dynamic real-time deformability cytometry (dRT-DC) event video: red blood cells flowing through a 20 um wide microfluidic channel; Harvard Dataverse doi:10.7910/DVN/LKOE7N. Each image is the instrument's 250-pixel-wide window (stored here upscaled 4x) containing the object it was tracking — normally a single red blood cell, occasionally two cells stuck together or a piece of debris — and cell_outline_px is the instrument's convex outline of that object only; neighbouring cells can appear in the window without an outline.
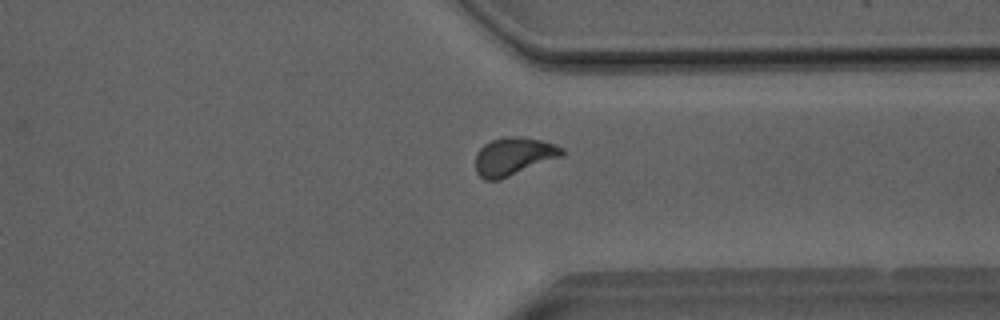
{"species": "Egyptian fruit bat (a non-hibernating species)", "species_latin": "Rousettus aegyptiacus", "temperature_condition": "room temperature", "stored_images_in_passage": 42, "camera_frame_rate_fps": 3000, "um_per_image_px": 0.085, "animal": {"sex": "male"}, "frame": {"image": 1, "passage_image": 30, "time_ms": 9.667, "image_size_px": [1000, 320], "cell_outline_px": [[564, 156], [500, 180], [484, 180], [476, 172], [476, 152], [484, 144], [492, 140], [508, 136], [520, 136], [540, 140], [556, 144], [564, 148]], "centroid_in_image_um": [43.68, 13.29], "position_along_channel_um": 367.7, "area_um2": 19.36}}
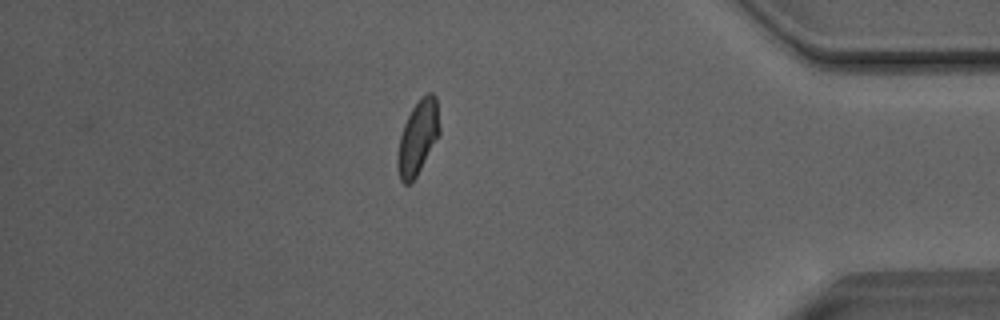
{"frame": {"image": 2, "passage_image": 35, "time_ms": 11.333, "image_size_px": [1000, 320], "cell_outline_px": [[440, 132], [416, 176], [408, 184], [404, 184], [400, 180], [396, 168], [396, 156], [400, 136], [404, 124], [412, 108], [420, 96], [428, 92], [432, 92], [436, 96], [440, 128]], "centroid_in_image_um": [35.49, 11.66], "position_along_channel_um": 399.7, "area_um2": 18.09}}
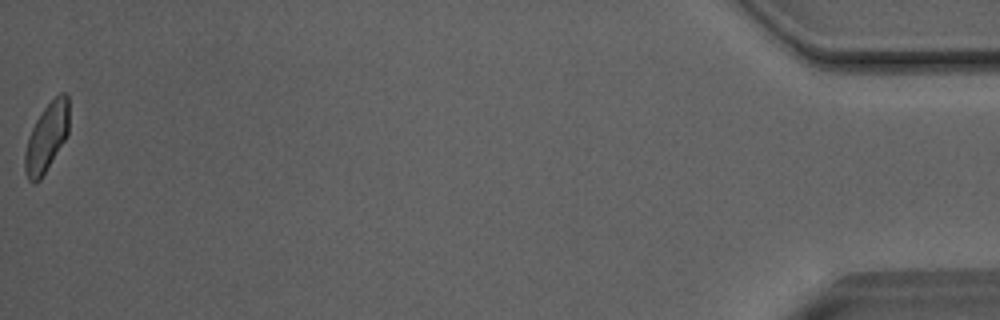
{"frame": {"image": 3, "passage_image": 42, "time_ms": 13.667, "image_size_px": [1000, 320], "cell_outline_px": [[68, 132], [64, 140], [40, 180], [28, 180], [24, 168], [24, 152], [32, 128], [36, 120], [44, 108], [60, 92], [64, 92], [68, 96]], "centroid_in_image_um": [3.96, 11.65], "position_along_channel_um": 431.2, "area_um2": 17.11}, "authors_computed_cell_mechanics": {"area_um2": 18.4093, "velocity_mm_per_s": 4.0368, "shape_relaxation_time_tau1_ms": 6.1616, "shape_relaxation_time_tau2_ms": 1.4716, "deformation_change_tau1": 0.1233, "deformation_change_tau2": 0.0608}}